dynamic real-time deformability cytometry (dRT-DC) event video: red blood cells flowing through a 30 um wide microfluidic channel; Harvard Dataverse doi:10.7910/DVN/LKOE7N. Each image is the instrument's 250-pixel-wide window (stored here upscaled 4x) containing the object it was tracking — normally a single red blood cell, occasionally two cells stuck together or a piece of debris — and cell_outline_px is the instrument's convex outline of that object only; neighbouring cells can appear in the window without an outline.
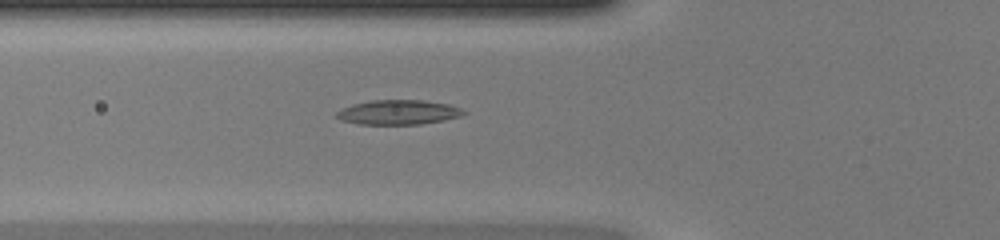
{"species": "common noctule bat (a hibernating species)", "species_latin": "Nyctalus noctula", "temperature_condition": "warm", "stored_images_in_passage": 32, "camera_frame_rate_fps": 3000, "um_per_image_px": 0.085, "animal": {"sex": "female", "body_mass_g": 20.0, "forearm_length_mm": 54.0}, "frame": {"image": 1, "passage_image": 7, "time_ms": 2.0, "image_size_px": [1000, 240], "cell_outline_px": [[468, 112], [460, 116], [444, 120], [420, 124], [356, 124], [340, 120], [336, 116], [336, 112], [352, 104], [372, 100], [424, 100], [448, 104], [460, 108]], "centroid_in_image_um": [33.85, 9.54], "position_along_channel_um": 91.9, "area_um2": 18.21}}
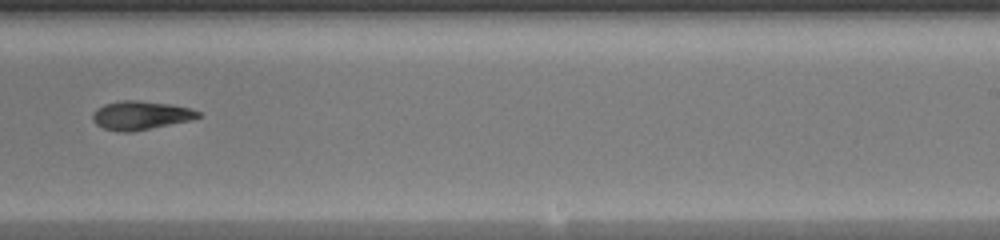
{"frame": {"image": 2, "passage_image": 20, "time_ms": 6.333, "image_size_px": [1000, 240], "cell_outline_px": [[200, 116], [192, 120], [132, 132], [120, 132], [104, 128], [96, 124], [92, 120], [92, 116], [96, 108], [104, 104], [120, 100], [140, 100], [172, 104], [192, 108], [200, 112]], "centroid_in_image_um": [11.96, 9.79], "position_along_channel_um": 277.0, "area_um2": 17.86}}
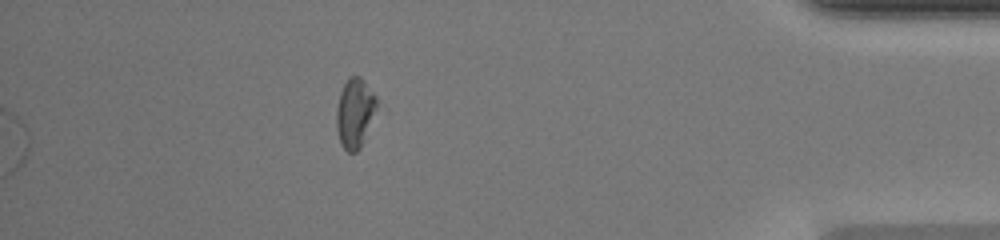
{"frame": {"image": 3, "passage_image": 32, "time_ms": 10.333, "image_size_px": [1000, 240], "cell_outline_px": [[376, 108], [364, 140], [360, 148], [356, 152], [348, 152], [340, 144], [336, 128], [336, 108], [340, 92], [348, 76], [360, 76], [364, 80], [376, 96]], "centroid_in_image_um": [30.13, 9.59], "position_along_channel_um": 405.1, "area_um2": 16.3}, "authors_computed_cell_mechanics": {"area_um2": 17.8602, "velocity_mm_per_s": 4.2715, "shape_relaxation_time_tau1_ms": null, "shape_relaxation_time_tau2_ms": 7.9195, "deformation_change_tau1": null, "deformation_change_tau2": 0.1837}}